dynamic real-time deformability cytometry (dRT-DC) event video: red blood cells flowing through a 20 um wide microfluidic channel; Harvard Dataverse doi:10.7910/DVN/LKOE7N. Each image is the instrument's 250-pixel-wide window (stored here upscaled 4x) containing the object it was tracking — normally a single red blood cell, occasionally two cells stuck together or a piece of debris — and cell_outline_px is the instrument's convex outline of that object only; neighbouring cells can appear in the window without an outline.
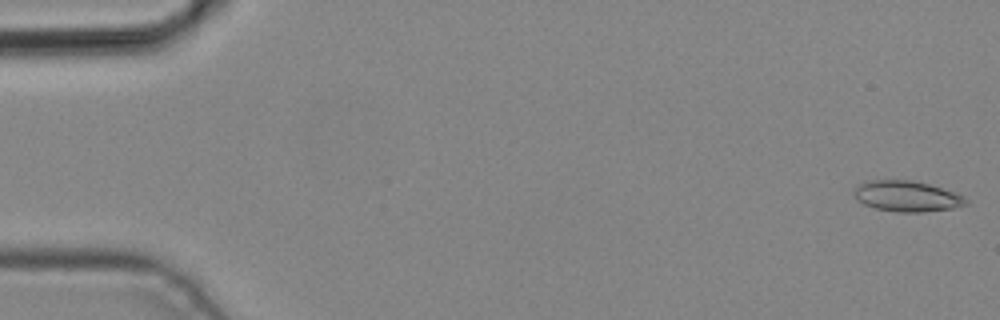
{"species": "common noctule bat (a hibernating species)", "species_latin": "Nyctalus noctula", "temperature_condition": "cold", "stored_images_in_passage": 5, "camera_frame_rate_fps": 3000, "um_per_image_px": 0.085, "animal": {"sex": "male", "body_mass_g": 19.2, "forearm_length_mm": 51.8}, "frame": {"image": 1, "passage_image": 1, "time_ms": 0.0, "image_size_px": [1000, 320], "cell_outline_px": [[968, 204], [952, 208], [924, 212], [896, 212], [876, 208], [864, 204], [856, 200], [852, 192], [856, 184], [864, 180], [912, 180], [928, 184], [964, 196], [968, 200]], "centroid_in_image_um": [77.01, 16.67], "position_along_channel_um": 8.0, "area_um2": 20.17}}